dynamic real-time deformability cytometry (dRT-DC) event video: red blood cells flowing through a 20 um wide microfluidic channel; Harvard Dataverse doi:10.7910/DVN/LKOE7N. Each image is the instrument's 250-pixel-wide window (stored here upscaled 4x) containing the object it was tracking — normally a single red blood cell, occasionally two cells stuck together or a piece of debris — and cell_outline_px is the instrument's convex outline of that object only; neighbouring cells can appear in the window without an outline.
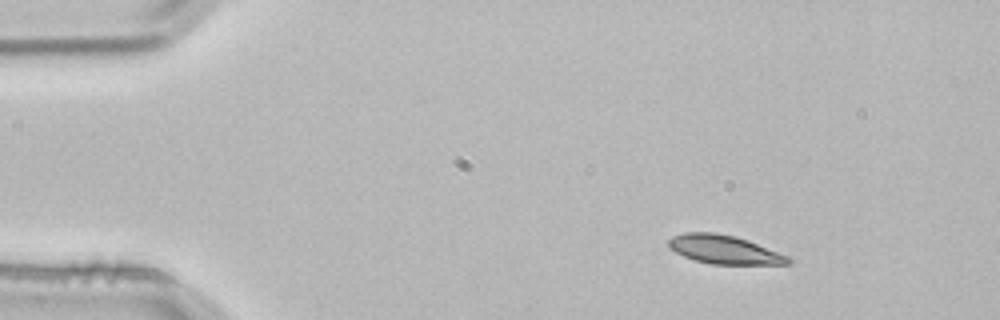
{"species": "common noctule bat (a hibernating species)", "species_latin": "Nyctalus noctula", "temperature_condition": "room temperature", "stored_images_in_passage": 2, "camera_frame_rate_fps": 3000, "um_per_image_px": 0.085, "animal": {"sex": "male", "body_mass_g": 21.5, "forearm_length_mm": 52.0}, "frame": {"image": 1, "passage_image": 1, "time_ms": 0.0, "image_size_px": [1000, 320], "cell_outline_px": [[792, 264], [712, 264], [696, 260], [684, 256], [676, 252], [668, 244], [668, 240], [672, 236], [684, 232], [716, 232], [736, 236], [748, 240], [788, 256], [792, 260]], "centroid_in_image_um": [61.57, 21.2], "position_along_channel_um": 23.4, "area_um2": 19.88}}